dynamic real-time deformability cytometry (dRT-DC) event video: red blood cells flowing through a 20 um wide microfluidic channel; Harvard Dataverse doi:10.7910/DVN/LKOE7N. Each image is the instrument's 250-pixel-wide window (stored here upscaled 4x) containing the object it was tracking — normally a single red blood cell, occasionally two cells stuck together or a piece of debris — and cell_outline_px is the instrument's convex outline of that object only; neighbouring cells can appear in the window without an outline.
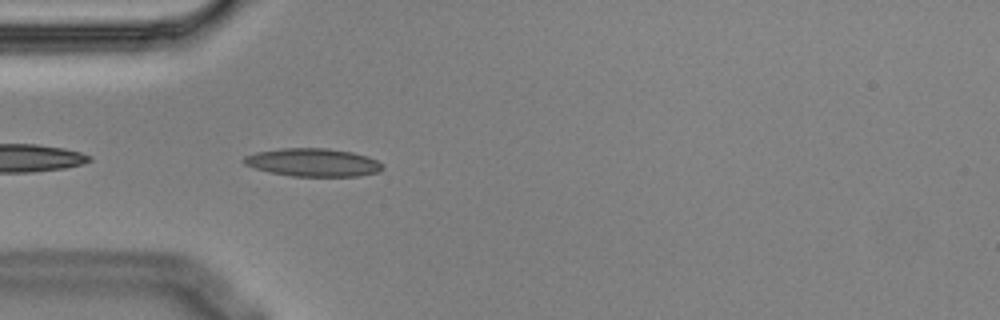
{"species": "Egyptian fruit bat (a non-hibernating species)", "species_latin": "Rousettus aegyptiacus", "temperature_condition": "cold", "stored_images_in_passage": 3, "camera_frame_rate_fps": 3000, "um_per_image_px": 0.085, "animal": {"sex": "male"}, "frame": {"image": 1, "passage_image": 3, "time_ms": 0.667, "image_size_px": [1000, 320], "cell_outline_px": [[384, 168], [380, 172], [360, 176], [292, 176], [268, 172], [244, 164], [240, 160], [244, 156], [256, 152], [280, 148], [328, 148], [352, 152], [368, 156], [384, 164]], "centroid_in_image_um": [26.62, 13.8], "position_along_channel_um": 58.4, "area_um2": 22.95}}